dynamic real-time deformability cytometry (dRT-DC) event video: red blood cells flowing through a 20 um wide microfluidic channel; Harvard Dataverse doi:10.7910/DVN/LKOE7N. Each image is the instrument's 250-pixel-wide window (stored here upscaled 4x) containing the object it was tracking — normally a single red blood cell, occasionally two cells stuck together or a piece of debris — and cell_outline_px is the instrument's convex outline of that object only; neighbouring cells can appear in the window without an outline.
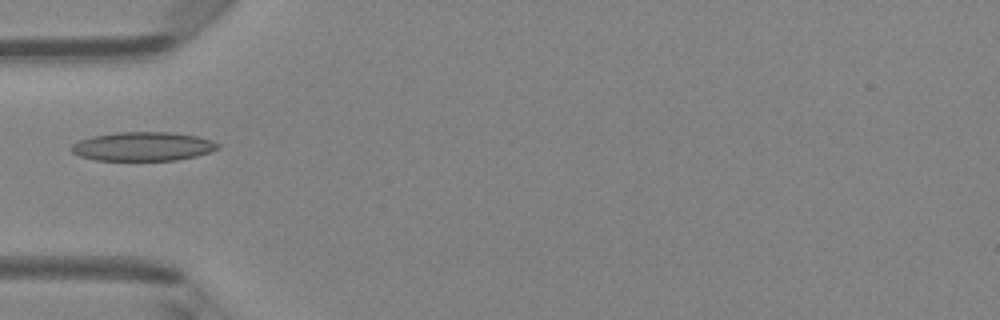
{"species": "Egyptian fruit bat (a non-hibernating species)", "species_latin": "Rousettus aegyptiacus", "temperature_condition": "room temperature", "stored_images_in_passage": 5, "camera_frame_rate_fps": 3000, "um_per_image_px": 0.085, "animal": {"sex": "female"}, "frame": {"image": 1, "passage_image": 4, "time_ms": 4.333, "image_size_px": [1000, 320], "cell_outline_px": [[220, 148], [196, 156], [176, 160], [96, 160], [80, 156], [72, 152], [68, 148], [72, 144], [80, 140], [92, 136], [116, 132], [168, 132], [200, 136], [212, 140], [220, 144]], "centroid_in_image_um": [12.15, 12.44], "position_along_channel_um": 72.8, "area_um2": 24.8}}
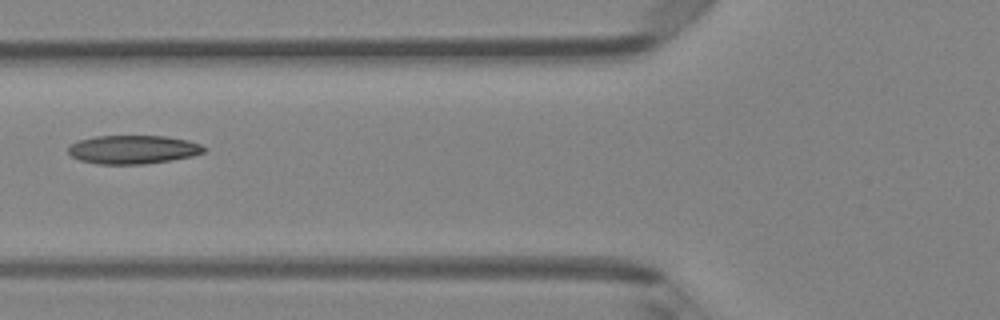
{"frame": {"image": 2, "passage_image": 5, "time_ms": 5.333, "image_size_px": [1000, 320], "cell_outline_px": [[208, 148], [204, 152], [192, 156], [144, 164], [96, 164], [80, 160], [72, 156], [68, 152], [68, 148], [72, 144], [80, 140], [96, 136], [164, 136], [188, 140], [200, 144]], "centroid_in_image_um": [11.32, 12.71], "position_along_channel_um": 114.5, "area_um2": 22.48}}